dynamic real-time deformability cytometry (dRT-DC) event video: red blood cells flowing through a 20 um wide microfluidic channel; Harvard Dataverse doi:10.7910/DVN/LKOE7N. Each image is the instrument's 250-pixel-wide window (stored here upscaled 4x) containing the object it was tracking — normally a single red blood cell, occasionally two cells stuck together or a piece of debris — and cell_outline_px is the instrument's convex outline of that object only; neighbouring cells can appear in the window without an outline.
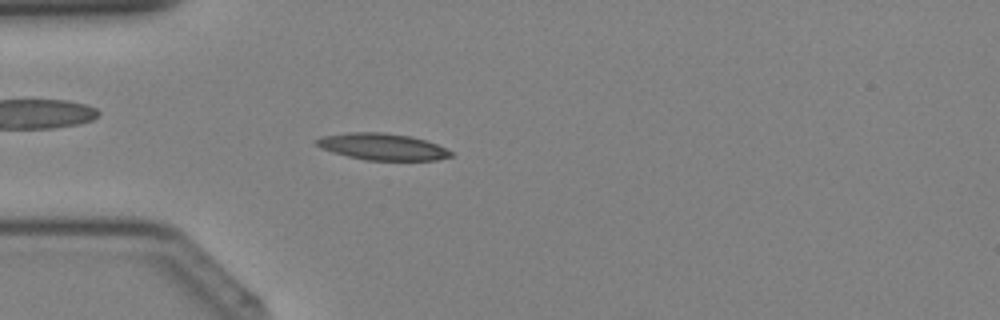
{"species": "Egyptian fruit bat (a non-hibernating species)", "species_latin": "Rousettus aegyptiacus", "temperature_condition": "cold", "stored_images_in_passage": 39, "camera_frame_rate_fps": 3000, "um_per_image_px": 0.085, "animal": {"sex": "female"}, "frame": {"image": 1, "passage_image": 11, "time_ms": 3.333, "image_size_px": [1000, 320], "cell_outline_px": [[452, 156], [436, 160], [364, 160], [332, 152], [320, 148], [316, 144], [316, 140], [320, 136], [348, 132], [384, 132], [412, 136], [436, 144], [452, 152]], "centroid_in_image_um": [32.46, 12.46], "position_along_channel_um": 52.5, "area_um2": 20.87}}
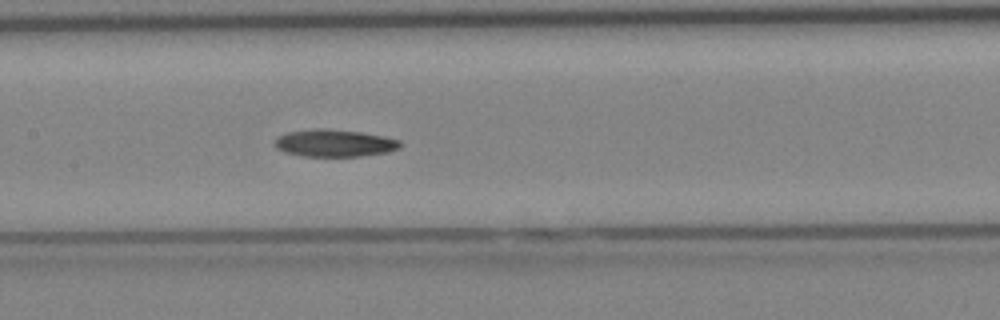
{"frame": {"image": 2, "passage_image": 19, "time_ms": 6.0, "image_size_px": [1000, 320], "cell_outline_px": [[400, 148], [388, 152], [360, 156], [304, 156], [284, 152], [276, 148], [272, 144], [272, 140], [276, 136], [288, 132], [312, 128], [328, 128], [360, 132], [384, 136], [400, 140]], "centroid_in_image_um": [28.36, 12.15], "position_along_channel_um": 179.0, "area_um2": 20.23}}
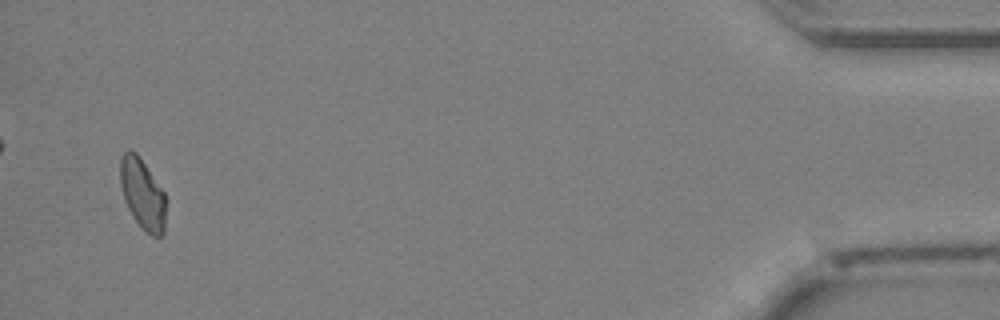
{"frame": {"image": 3, "passage_image": 38, "time_ms": 12.333, "image_size_px": [1000, 320], "cell_outline_px": [[164, 232], [160, 236], [152, 236], [144, 232], [140, 228], [132, 216], [124, 200], [120, 184], [120, 156], [128, 148], [136, 152], [164, 192]], "centroid_in_image_um": [12.07, 16.49], "position_along_channel_um": 423.1, "area_um2": 18.73}}